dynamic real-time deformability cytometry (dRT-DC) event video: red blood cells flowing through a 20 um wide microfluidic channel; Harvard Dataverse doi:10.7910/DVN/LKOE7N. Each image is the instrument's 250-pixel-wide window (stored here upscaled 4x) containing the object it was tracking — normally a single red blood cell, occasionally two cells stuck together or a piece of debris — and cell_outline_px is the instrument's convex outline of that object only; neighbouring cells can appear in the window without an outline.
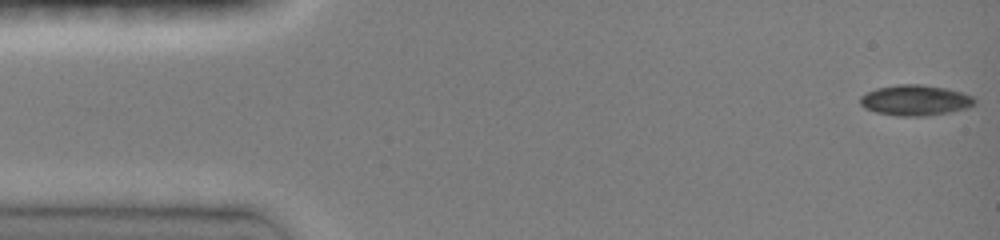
{"species": "common noctule bat (a hibernating species)", "species_latin": "Nyctalus noctula", "temperature_condition": "room temperature", "stored_images_in_passage": 46, "camera_frame_rate_fps": 3000, "um_per_image_px": 0.085, "animal": {"sex": "female", "body_mass_g": 19.0, "forearm_length_mm": 51.5}, "frame": {"image": 1, "passage_image": 1, "time_ms": 0.0, "image_size_px": [1000, 240], "cell_outline_px": [[976, 104], [968, 108], [928, 116], [896, 116], [876, 112], [864, 108], [860, 104], [860, 96], [876, 88], [896, 84], [920, 84], [944, 88], [960, 92], [972, 96], [976, 100]], "centroid_in_image_um": [77.78, 8.53], "position_along_channel_um": 7.2, "area_um2": 20.46}}
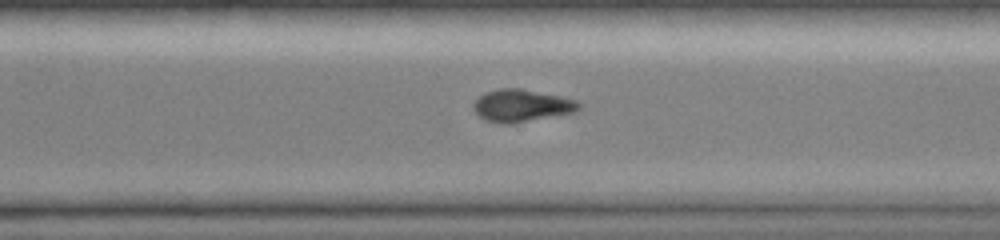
{"frame": {"image": 2, "passage_image": 33, "time_ms": 10.667, "image_size_px": [1000, 240], "cell_outline_px": [[580, 108], [576, 112], [512, 124], [504, 124], [484, 120], [472, 108], [472, 104], [484, 92], [500, 88], [520, 88], [560, 96], [576, 100], [580, 104]], "centroid_in_image_um": [44.32, 8.98], "position_along_channel_um": 326.3, "area_um2": 19.94}}
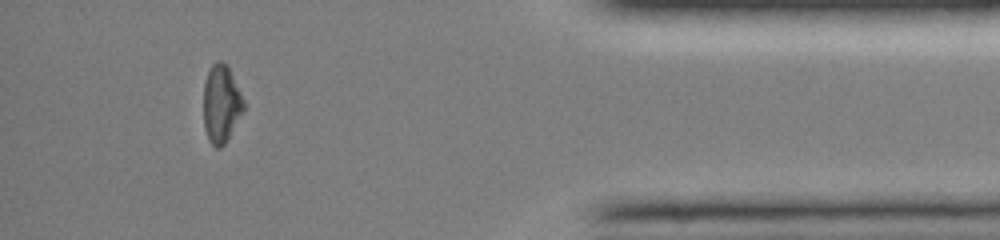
{"frame": {"image": 3, "passage_image": 42, "time_ms": 13.667, "image_size_px": [1000, 240], "cell_outline_px": [[244, 108], [224, 144], [220, 148], [216, 148], [208, 140], [204, 128], [204, 84], [208, 72], [212, 64], [216, 60], [220, 60], [228, 68], [244, 100]], "centroid_in_image_um": [18.78, 8.84], "position_along_channel_um": 416.4, "area_um2": 17.74}}